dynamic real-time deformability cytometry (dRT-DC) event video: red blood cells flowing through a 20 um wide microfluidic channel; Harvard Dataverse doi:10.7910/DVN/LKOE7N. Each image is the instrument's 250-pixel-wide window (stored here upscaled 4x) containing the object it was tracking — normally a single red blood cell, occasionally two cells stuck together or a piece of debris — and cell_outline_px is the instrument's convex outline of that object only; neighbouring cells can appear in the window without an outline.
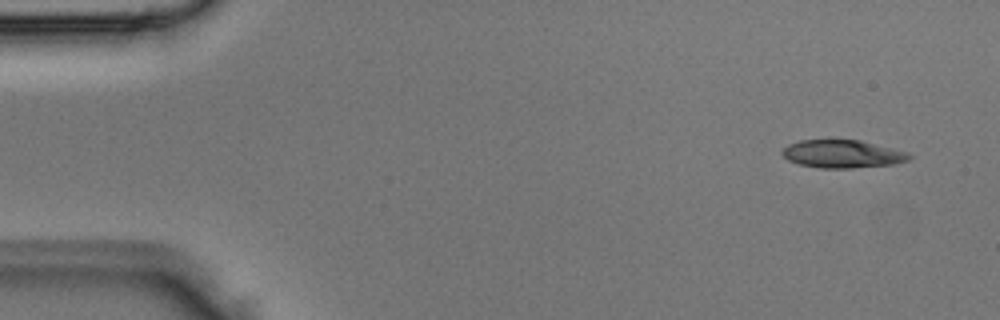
{"species": "Egyptian fruit bat (a non-hibernating species)", "species_latin": "Rousettus aegyptiacus", "temperature_condition": "room temperature", "stored_images_in_passage": 3, "camera_frame_rate_fps": 3000, "um_per_image_px": 0.085, "animal": {"sex": "male"}, "frame": {"image": 1, "passage_image": 1, "time_ms": 0.0, "image_size_px": [1000, 320], "cell_outline_px": [[912, 156], [908, 160], [892, 164], [852, 168], [820, 168], [800, 164], [788, 160], [780, 152], [788, 144], [800, 140], [828, 136], [860, 140], [908, 152]], "centroid_in_image_um": [71.55, 13.03], "position_along_channel_um": 13.5, "area_um2": 21.39}}